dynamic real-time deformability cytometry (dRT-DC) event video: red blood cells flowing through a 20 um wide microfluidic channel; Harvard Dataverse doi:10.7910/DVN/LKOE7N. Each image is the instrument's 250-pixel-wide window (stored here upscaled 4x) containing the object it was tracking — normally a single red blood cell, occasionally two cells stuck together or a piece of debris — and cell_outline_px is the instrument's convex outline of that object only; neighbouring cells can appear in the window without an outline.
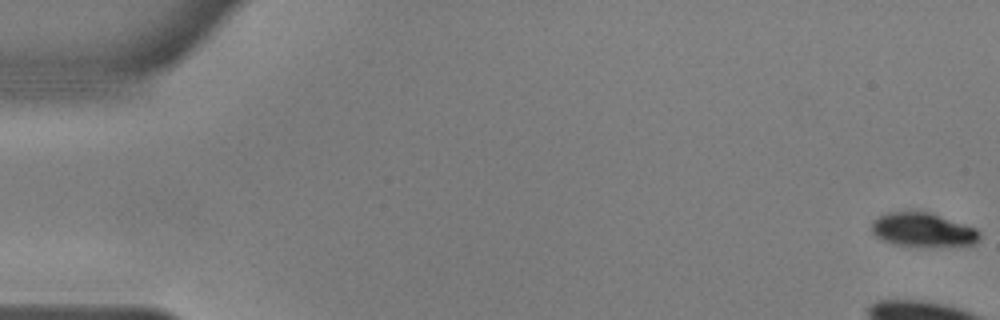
{"species": "common noctule bat (a hibernating species)", "species_latin": "Nyctalus noctula", "temperature_condition": "warm", "stored_images_in_passage": 12, "camera_frame_rate_fps": 3000, "um_per_image_px": 0.085, "animal": {"sex": "male", "body_mass_g": 17.9, "forearm_length_mm": 54.2}, "frame": {"image": 1, "passage_image": 1, "time_ms": 0.0, "image_size_px": [1000, 320], "cell_outline_px": [[980, 240], [976, 244], [892, 244], [880, 240], [872, 232], [872, 220], [888, 212], [928, 212], [976, 228], [980, 232]], "centroid_in_image_um": [78.41, 19.51], "position_along_channel_um": 6.6, "area_um2": 20.52}}